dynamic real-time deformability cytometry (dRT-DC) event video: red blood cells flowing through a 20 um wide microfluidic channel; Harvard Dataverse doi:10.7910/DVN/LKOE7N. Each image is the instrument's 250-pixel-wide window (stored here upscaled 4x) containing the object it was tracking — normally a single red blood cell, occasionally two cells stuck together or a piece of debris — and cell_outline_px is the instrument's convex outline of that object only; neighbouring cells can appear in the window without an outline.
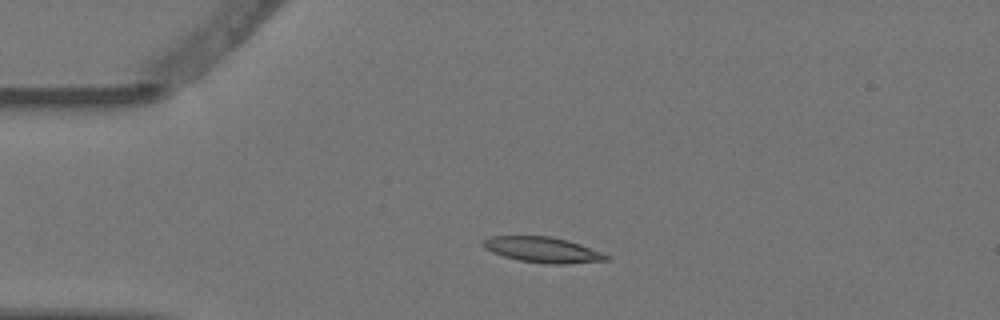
{"species": "Egyptian fruit bat (a non-hibernating species)", "species_latin": "Rousettus aegyptiacus", "temperature_condition": "warm", "stored_images_in_passage": 2, "camera_frame_rate_fps": 3000, "um_per_image_px": 0.085, "animal": {"sex": "female"}, "frame": {"image": 1, "passage_image": 2, "time_ms": 0.333, "image_size_px": [1000, 320], "cell_outline_px": [[612, 256], [608, 260], [568, 264], [544, 264], [520, 260], [504, 256], [492, 252], [484, 248], [480, 244], [480, 240], [492, 236], [552, 236], [568, 240], [580, 244]], "centroid_in_image_um": [46.12, 21.23], "position_along_channel_um": 38.9, "area_um2": 18.55}}